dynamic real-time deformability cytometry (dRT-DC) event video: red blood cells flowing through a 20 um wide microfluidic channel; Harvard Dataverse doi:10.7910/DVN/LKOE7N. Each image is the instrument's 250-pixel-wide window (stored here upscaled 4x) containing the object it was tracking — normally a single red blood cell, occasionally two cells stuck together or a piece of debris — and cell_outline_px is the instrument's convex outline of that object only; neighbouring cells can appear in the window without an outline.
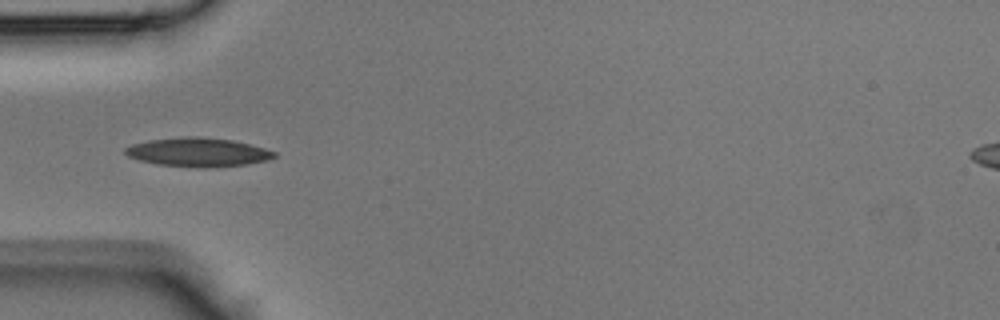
{"species": "Egyptian fruit bat (a non-hibernating species)", "species_latin": "Rousettus aegyptiacus", "temperature_condition": "room temperature", "stored_images_in_passage": 21, "camera_frame_rate_fps": 3000, "um_per_image_px": 0.085, "animal": {"sex": "male"}, "frame": {"image": 1, "passage_image": 13, "time_ms": 4.0, "image_size_px": [1000, 320], "cell_outline_px": [[276, 156], [268, 160], [248, 164], [216, 168], [196, 168], [156, 164], [140, 160], [128, 156], [124, 152], [124, 148], [132, 144], [148, 140], [184, 136], [200, 136], [232, 140], [264, 148], [276, 152]], "centroid_in_image_um": [16.82, 12.94], "position_along_channel_um": 68.2, "area_um2": 25.37}}
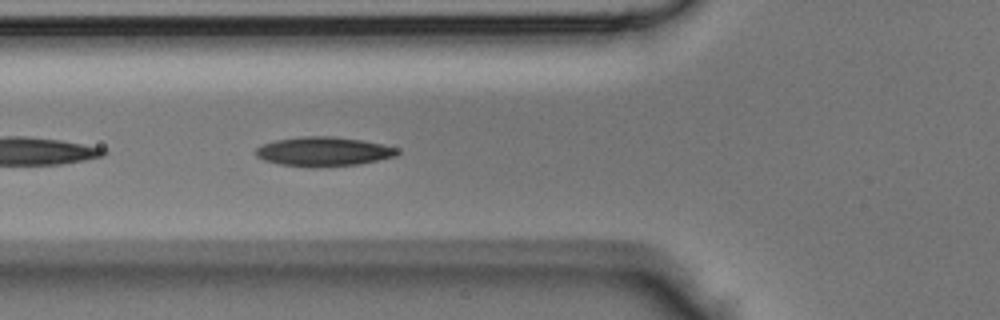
{"frame": {"image": 2, "passage_image": 15, "time_ms": 4.667, "image_size_px": [1000, 320], "cell_outline_px": [[400, 152], [396, 156], [360, 164], [316, 168], [312, 168], [280, 164], [264, 160], [256, 156], [256, 148], [260, 144], [276, 140], [300, 136], [336, 136], [364, 140], [384, 144], [396, 148]], "centroid_in_image_um": [27.5, 12.88], "position_along_channel_um": 98.3, "area_um2": 24.57}}
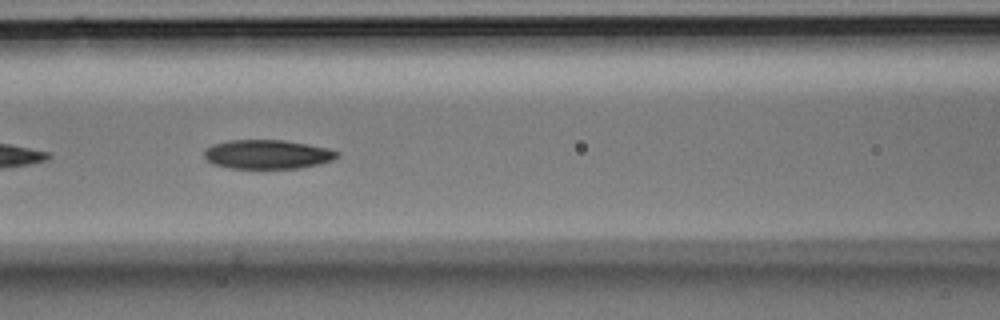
{"frame": {"image": 3, "passage_image": 18, "time_ms": 5.667, "image_size_px": [1000, 320], "cell_outline_px": [[340, 156], [332, 160], [320, 164], [296, 168], [232, 168], [212, 164], [204, 156], [204, 148], [212, 144], [228, 140], [284, 140], [308, 144], [328, 148], [340, 152]], "centroid_in_image_um": [22.73, 13.11], "position_along_channel_um": 143.9, "area_um2": 22.66}}